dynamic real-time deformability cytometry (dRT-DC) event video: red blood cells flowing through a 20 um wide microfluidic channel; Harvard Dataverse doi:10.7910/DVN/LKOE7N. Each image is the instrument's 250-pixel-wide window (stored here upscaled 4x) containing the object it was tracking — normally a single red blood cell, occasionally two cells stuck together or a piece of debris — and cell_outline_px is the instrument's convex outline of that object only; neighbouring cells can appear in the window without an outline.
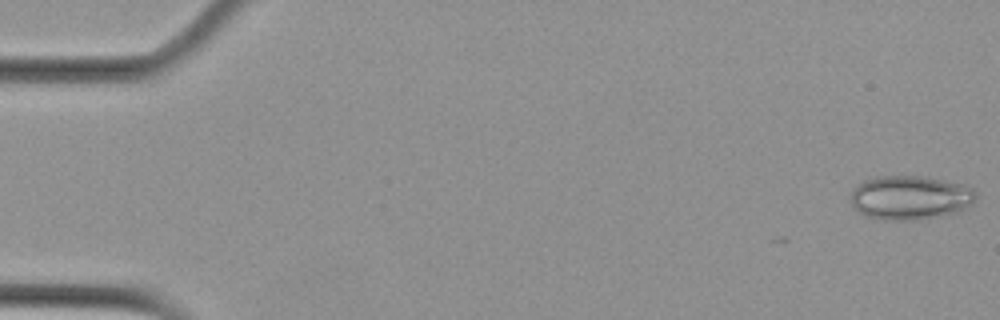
{"species": "Egyptian fruit bat (a non-hibernating species)", "species_latin": "Rousettus aegyptiacus", "temperature_condition": "cold", "stored_images_in_passage": 9, "camera_frame_rate_fps": 3000, "um_per_image_px": 0.085, "animal": {"sex": "female"}, "frame": {"image": 1, "passage_image": 1, "time_ms": 0.0, "image_size_px": [1000, 320], "cell_outline_px": [[976, 200], [972, 204], [956, 212], [916, 220], [884, 220], [864, 216], [852, 204], [852, 188], [864, 180], [876, 176], [924, 176], [960, 184], [972, 188], [976, 192]], "centroid_in_image_um": [77.34, 16.79], "position_along_channel_um": 7.7, "area_um2": 32.02}}